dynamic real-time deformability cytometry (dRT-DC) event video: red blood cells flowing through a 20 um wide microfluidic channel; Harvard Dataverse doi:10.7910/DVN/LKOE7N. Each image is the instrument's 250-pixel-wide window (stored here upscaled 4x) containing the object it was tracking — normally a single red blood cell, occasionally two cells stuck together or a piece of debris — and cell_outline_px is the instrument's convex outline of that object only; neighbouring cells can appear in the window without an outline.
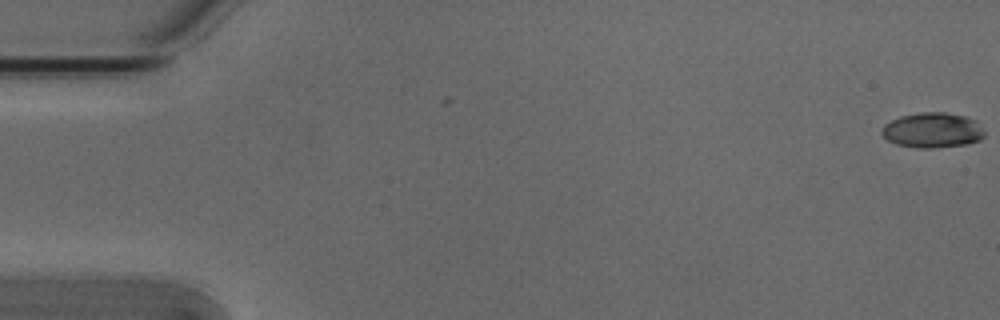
{"species": "Egyptian fruit bat (a non-hibernating species)", "species_latin": "Rousettus aegyptiacus", "temperature_condition": "cold", "stored_images_in_passage": 5, "camera_frame_rate_fps": 3000, "um_per_image_px": 0.085, "animal": {"sex": "male"}, "frame": {"image": 1, "passage_image": 1, "time_ms": 0.0, "image_size_px": [1000, 320], "cell_outline_px": [[984, 136], [980, 140], [968, 144], [932, 148], [920, 148], [896, 144], [888, 140], [880, 132], [884, 124], [900, 116], [920, 112], [944, 112], [964, 116], [976, 120], [984, 132]], "centroid_in_image_um": [79.26, 11.07], "position_along_channel_um": 5.7, "area_um2": 21.04}}